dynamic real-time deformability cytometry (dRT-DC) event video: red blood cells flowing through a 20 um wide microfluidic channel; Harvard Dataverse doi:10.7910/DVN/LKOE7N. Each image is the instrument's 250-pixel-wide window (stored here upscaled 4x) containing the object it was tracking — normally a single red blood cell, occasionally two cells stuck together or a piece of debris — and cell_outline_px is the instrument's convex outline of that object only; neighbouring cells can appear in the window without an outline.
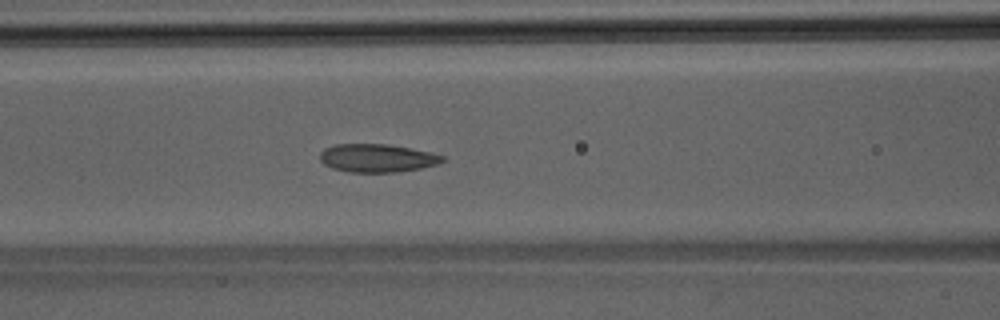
{"species": "Egyptian fruit bat (a non-hibernating species)", "species_latin": "Rousettus aegyptiacus", "temperature_condition": "room temperature", "stored_images_in_passage": 47, "camera_frame_rate_fps": 3000, "um_per_image_px": 0.085, "animal": {"sex": "male"}, "frame": {"image": 1, "passage_image": 20, "time_ms": 6.333, "image_size_px": [1000, 320], "cell_outline_px": [[444, 160], [436, 164], [420, 168], [396, 172], [348, 172], [332, 168], [324, 164], [320, 160], [320, 152], [324, 148], [336, 144], [388, 144], [428, 152], [444, 156]], "centroid_in_image_um": [32.0, 13.43], "position_along_channel_um": 134.6, "area_um2": 19.94}}
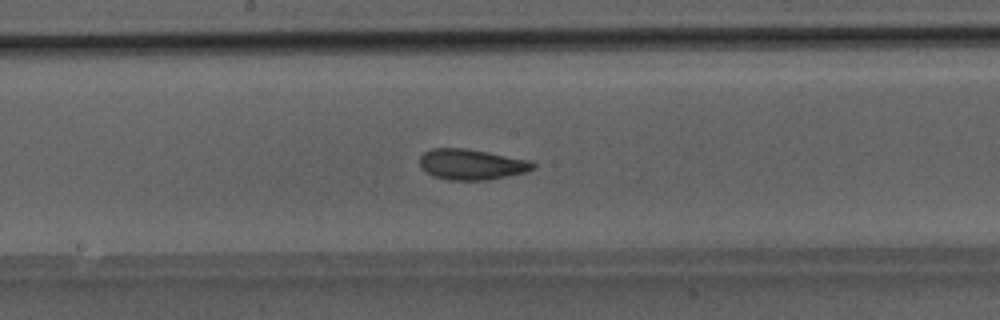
{"frame": {"image": 2, "passage_image": 25, "time_ms": 8.0, "image_size_px": [1000, 320], "cell_outline_px": [[536, 168], [524, 172], [488, 180], [448, 180], [432, 176], [420, 168], [420, 156], [424, 152], [432, 148], [464, 148], [488, 152], [532, 160], [536, 164]], "centroid_in_image_um": [40.08, 13.97], "position_along_channel_um": 208.1, "area_um2": 20.4}}
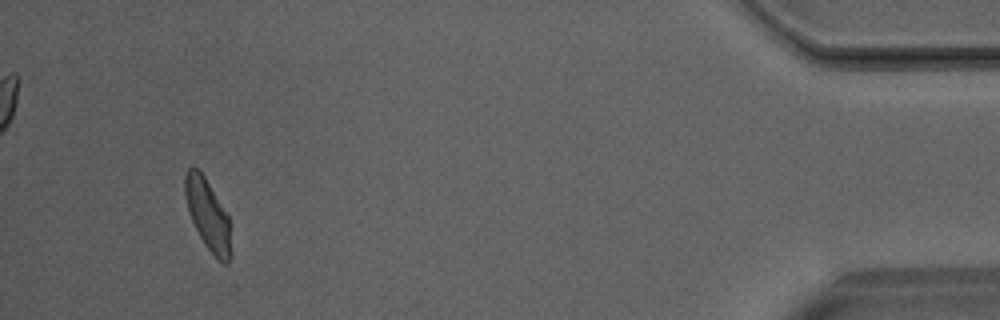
{"frame": {"image": 3, "passage_image": 44, "time_ms": 14.333, "image_size_px": [1000, 320], "cell_outline_px": [[232, 256], [228, 264], [224, 264], [216, 260], [204, 244], [188, 212], [184, 196], [184, 176], [188, 168], [196, 168], [204, 176], [228, 216], [232, 252]], "centroid_in_image_um": [17.67, 18.32], "position_along_channel_um": 417.5, "area_um2": 19.02}}